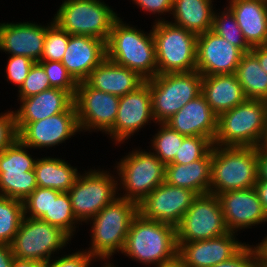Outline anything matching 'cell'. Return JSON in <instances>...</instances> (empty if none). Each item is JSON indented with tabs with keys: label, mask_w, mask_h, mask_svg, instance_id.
Masks as SVG:
<instances>
[{
	"label": "cell",
	"mask_w": 267,
	"mask_h": 267,
	"mask_svg": "<svg viewBox=\"0 0 267 267\" xmlns=\"http://www.w3.org/2000/svg\"><path fill=\"white\" fill-rule=\"evenodd\" d=\"M7 112L0 115V152L18 139L14 111Z\"/></svg>",
	"instance_id": "43"
},
{
	"label": "cell",
	"mask_w": 267,
	"mask_h": 267,
	"mask_svg": "<svg viewBox=\"0 0 267 267\" xmlns=\"http://www.w3.org/2000/svg\"><path fill=\"white\" fill-rule=\"evenodd\" d=\"M250 52L258 59L261 68L267 72V45L254 46Z\"/></svg>",
	"instance_id": "48"
},
{
	"label": "cell",
	"mask_w": 267,
	"mask_h": 267,
	"mask_svg": "<svg viewBox=\"0 0 267 267\" xmlns=\"http://www.w3.org/2000/svg\"><path fill=\"white\" fill-rule=\"evenodd\" d=\"M154 120L152 114L151 92L146 80L134 91L120 97L114 126L106 133L117 144L129 139L136 131Z\"/></svg>",
	"instance_id": "16"
},
{
	"label": "cell",
	"mask_w": 267,
	"mask_h": 267,
	"mask_svg": "<svg viewBox=\"0 0 267 267\" xmlns=\"http://www.w3.org/2000/svg\"><path fill=\"white\" fill-rule=\"evenodd\" d=\"M235 75L247 99L267 101V72L251 52L242 56Z\"/></svg>",
	"instance_id": "31"
},
{
	"label": "cell",
	"mask_w": 267,
	"mask_h": 267,
	"mask_svg": "<svg viewBox=\"0 0 267 267\" xmlns=\"http://www.w3.org/2000/svg\"><path fill=\"white\" fill-rule=\"evenodd\" d=\"M177 252L175 226L144 218L140 213L134 217L122 253L145 265L157 266Z\"/></svg>",
	"instance_id": "4"
},
{
	"label": "cell",
	"mask_w": 267,
	"mask_h": 267,
	"mask_svg": "<svg viewBox=\"0 0 267 267\" xmlns=\"http://www.w3.org/2000/svg\"><path fill=\"white\" fill-rule=\"evenodd\" d=\"M212 0H173L172 12L176 26L200 35L212 30Z\"/></svg>",
	"instance_id": "29"
},
{
	"label": "cell",
	"mask_w": 267,
	"mask_h": 267,
	"mask_svg": "<svg viewBox=\"0 0 267 267\" xmlns=\"http://www.w3.org/2000/svg\"><path fill=\"white\" fill-rule=\"evenodd\" d=\"M41 219L59 227L72 238L76 228L75 223L78 221L75 218L69 194L51 189L50 209Z\"/></svg>",
	"instance_id": "32"
},
{
	"label": "cell",
	"mask_w": 267,
	"mask_h": 267,
	"mask_svg": "<svg viewBox=\"0 0 267 267\" xmlns=\"http://www.w3.org/2000/svg\"><path fill=\"white\" fill-rule=\"evenodd\" d=\"M49 89H51V86L44 68L38 62H35L19 88V99H24Z\"/></svg>",
	"instance_id": "39"
},
{
	"label": "cell",
	"mask_w": 267,
	"mask_h": 267,
	"mask_svg": "<svg viewBox=\"0 0 267 267\" xmlns=\"http://www.w3.org/2000/svg\"><path fill=\"white\" fill-rule=\"evenodd\" d=\"M23 217V201L0 195V244L12 243Z\"/></svg>",
	"instance_id": "33"
},
{
	"label": "cell",
	"mask_w": 267,
	"mask_h": 267,
	"mask_svg": "<svg viewBox=\"0 0 267 267\" xmlns=\"http://www.w3.org/2000/svg\"><path fill=\"white\" fill-rule=\"evenodd\" d=\"M77 171L65 160L50 157L37 159L34 168L38 187L60 192H68L72 188L79 176Z\"/></svg>",
	"instance_id": "30"
},
{
	"label": "cell",
	"mask_w": 267,
	"mask_h": 267,
	"mask_svg": "<svg viewBox=\"0 0 267 267\" xmlns=\"http://www.w3.org/2000/svg\"><path fill=\"white\" fill-rule=\"evenodd\" d=\"M158 74L196 71L197 35L169 21L158 20L152 27Z\"/></svg>",
	"instance_id": "6"
},
{
	"label": "cell",
	"mask_w": 267,
	"mask_h": 267,
	"mask_svg": "<svg viewBox=\"0 0 267 267\" xmlns=\"http://www.w3.org/2000/svg\"><path fill=\"white\" fill-rule=\"evenodd\" d=\"M261 204L267 214V180H258L254 186Z\"/></svg>",
	"instance_id": "49"
},
{
	"label": "cell",
	"mask_w": 267,
	"mask_h": 267,
	"mask_svg": "<svg viewBox=\"0 0 267 267\" xmlns=\"http://www.w3.org/2000/svg\"><path fill=\"white\" fill-rule=\"evenodd\" d=\"M34 63L26 56L10 55L6 67L7 79L20 88Z\"/></svg>",
	"instance_id": "42"
},
{
	"label": "cell",
	"mask_w": 267,
	"mask_h": 267,
	"mask_svg": "<svg viewBox=\"0 0 267 267\" xmlns=\"http://www.w3.org/2000/svg\"><path fill=\"white\" fill-rule=\"evenodd\" d=\"M257 246L261 255V267H267V236Z\"/></svg>",
	"instance_id": "52"
},
{
	"label": "cell",
	"mask_w": 267,
	"mask_h": 267,
	"mask_svg": "<svg viewBox=\"0 0 267 267\" xmlns=\"http://www.w3.org/2000/svg\"><path fill=\"white\" fill-rule=\"evenodd\" d=\"M257 148L258 180H267V148L263 144Z\"/></svg>",
	"instance_id": "46"
},
{
	"label": "cell",
	"mask_w": 267,
	"mask_h": 267,
	"mask_svg": "<svg viewBox=\"0 0 267 267\" xmlns=\"http://www.w3.org/2000/svg\"><path fill=\"white\" fill-rule=\"evenodd\" d=\"M263 145L267 148V134H266V137H265Z\"/></svg>",
	"instance_id": "53"
},
{
	"label": "cell",
	"mask_w": 267,
	"mask_h": 267,
	"mask_svg": "<svg viewBox=\"0 0 267 267\" xmlns=\"http://www.w3.org/2000/svg\"><path fill=\"white\" fill-rule=\"evenodd\" d=\"M38 63L44 68L51 88L67 91L74 98L78 83L61 62L39 61Z\"/></svg>",
	"instance_id": "38"
},
{
	"label": "cell",
	"mask_w": 267,
	"mask_h": 267,
	"mask_svg": "<svg viewBox=\"0 0 267 267\" xmlns=\"http://www.w3.org/2000/svg\"><path fill=\"white\" fill-rule=\"evenodd\" d=\"M234 232L188 243H177V254L187 267H212L233 257L244 245L235 239Z\"/></svg>",
	"instance_id": "20"
},
{
	"label": "cell",
	"mask_w": 267,
	"mask_h": 267,
	"mask_svg": "<svg viewBox=\"0 0 267 267\" xmlns=\"http://www.w3.org/2000/svg\"><path fill=\"white\" fill-rule=\"evenodd\" d=\"M69 240L71 237L59 227L39 218L24 216L10 246L15 258L45 263Z\"/></svg>",
	"instance_id": "10"
},
{
	"label": "cell",
	"mask_w": 267,
	"mask_h": 267,
	"mask_svg": "<svg viewBox=\"0 0 267 267\" xmlns=\"http://www.w3.org/2000/svg\"><path fill=\"white\" fill-rule=\"evenodd\" d=\"M197 196L192 190L163 182L138 204V212L144 218L176 227Z\"/></svg>",
	"instance_id": "15"
},
{
	"label": "cell",
	"mask_w": 267,
	"mask_h": 267,
	"mask_svg": "<svg viewBox=\"0 0 267 267\" xmlns=\"http://www.w3.org/2000/svg\"><path fill=\"white\" fill-rule=\"evenodd\" d=\"M106 58V42L91 36L70 35L61 63L79 83Z\"/></svg>",
	"instance_id": "22"
},
{
	"label": "cell",
	"mask_w": 267,
	"mask_h": 267,
	"mask_svg": "<svg viewBox=\"0 0 267 267\" xmlns=\"http://www.w3.org/2000/svg\"><path fill=\"white\" fill-rule=\"evenodd\" d=\"M51 205V188L37 187L24 201L25 217L41 219L49 212ZM29 214V216H26Z\"/></svg>",
	"instance_id": "40"
},
{
	"label": "cell",
	"mask_w": 267,
	"mask_h": 267,
	"mask_svg": "<svg viewBox=\"0 0 267 267\" xmlns=\"http://www.w3.org/2000/svg\"><path fill=\"white\" fill-rule=\"evenodd\" d=\"M212 170V149L201 159L192 163L165 165V182L186 188L197 195L209 193Z\"/></svg>",
	"instance_id": "27"
},
{
	"label": "cell",
	"mask_w": 267,
	"mask_h": 267,
	"mask_svg": "<svg viewBox=\"0 0 267 267\" xmlns=\"http://www.w3.org/2000/svg\"><path fill=\"white\" fill-rule=\"evenodd\" d=\"M117 172L121 178L118 185L126 191L119 197L137 204L165 182V164L152 152L132 151L118 163Z\"/></svg>",
	"instance_id": "9"
},
{
	"label": "cell",
	"mask_w": 267,
	"mask_h": 267,
	"mask_svg": "<svg viewBox=\"0 0 267 267\" xmlns=\"http://www.w3.org/2000/svg\"><path fill=\"white\" fill-rule=\"evenodd\" d=\"M217 197L229 232L267 222V214L254 187L226 191Z\"/></svg>",
	"instance_id": "19"
},
{
	"label": "cell",
	"mask_w": 267,
	"mask_h": 267,
	"mask_svg": "<svg viewBox=\"0 0 267 267\" xmlns=\"http://www.w3.org/2000/svg\"><path fill=\"white\" fill-rule=\"evenodd\" d=\"M156 267H187L182 260V258L176 254L173 258L170 260L164 261L157 265Z\"/></svg>",
	"instance_id": "51"
},
{
	"label": "cell",
	"mask_w": 267,
	"mask_h": 267,
	"mask_svg": "<svg viewBox=\"0 0 267 267\" xmlns=\"http://www.w3.org/2000/svg\"><path fill=\"white\" fill-rule=\"evenodd\" d=\"M229 3L228 8L247 43L251 47L267 45V0H230Z\"/></svg>",
	"instance_id": "26"
},
{
	"label": "cell",
	"mask_w": 267,
	"mask_h": 267,
	"mask_svg": "<svg viewBox=\"0 0 267 267\" xmlns=\"http://www.w3.org/2000/svg\"><path fill=\"white\" fill-rule=\"evenodd\" d=\"M218 115L200 94L171 116L165 124L184 136H201L214 142Z\"/></svg>",
	"instance_id": "23"
},
{
	"label": "cell",
	"mask_w": 267,
	"mask_h": 267,
	"mask_svg": "<svg viewBox=\"0 0 267 267\" xmlns=\"http://www.w3.org/2000/svg\"><path fill=\"white\" fill-rule=\"evenodd\" d=\"M17 139L0 152V195L24 201L38 186L34 172L36 159Z\"/></svg>",
	"instance_id": "13"
},
{
	"label": "cell",
	"mask_w": 267,
	"mask_h": 267,
	"mask_svg": "<svg viewBox=\"0 0 267 267\" xmlns=\"http://www.w3.org/2000/svg\"><path fill=\"white\" fill-rule=\"evenodd\" d=\"M145 81L135 71L107 58L94 68L85 80L90 87L119 97L134 91Z\"/></svg>",
	"instance_id": "25"
},
{
	"label": "cell",
	"mask_w": 267,
	"mask_h": 267,
	"mask_svg": "<svg viewBox=\"0 0 267 267\" xmlns=\"http://www.w3.org/2000/svg\"><path fill=\"white\" fill-rule=\"evenodd\" d=\"M219 15L220 13L218 14L214 12L212 31L242 50L244 53H250L252 47L245 40L244 35L237 24L236 17L231 10L227 7L222 11L221 15Z\"/></svg>",
	"instance_id": "34"
},
{
	"label": "cell",
	"mask_w": 267,
	"mask_h": 267,
	"mask_svg": "<svg viewBox=\"0 0 267 267\" xmlns=\"http://www.w3.org/2000/svg\"><path fill=\"white\" fill-rule=\"evenodd\" d=\"M151 92L154 122L165 123L185 104L202 93L200 72L157 74L147 80Z\"/></svg>",
	"instance_id": "7"
},
{
	"label": "cell",
	"mask_w": 267,
	"mask_h": 267,
	"mask_svg": "<svg viewBox=\"0 0 267 267\" xmlns=\"http://www.w3.org/2000/svg\"><path fill=\"white\" fill-rule=\"evenodd\" d=\"M138 213L137 203L117 196L91 219L92 242L88 252L94 259L106 260L116 251L122 253L132 220Z\"/></svg>",
	"instance_id": "5"
},
{
	"label": "cell",
	"mask_w": 267,
	"mask_h": 267,
	"mask_svg": "<svg viewBox=\"0 0 267 267\" xmlns=\"http://www.w3.org/2000/svg\"><path fill=\"white\" fill-rule=\"evenodd\" d=\"M212 267H261L260 250L245 244L233 257Z\"/></svg>",
	"instance_id": "41"
},
{
	"label": "cell",
	"mask_w": 267,
	"mask_h": 267,
	"mask_svg": "<svg viewBox=\"0 0 267 267\" xmlns=\"http://www.w3.org/2000/svg\"><path fill=\"white\" fill-rule=\"evenodd\" d=\"M201 94L217 115L231 110L246 99L235 74L203 76Z\"/></svg>",
	"instance_id": "28"
},
{
	"label": "cell",
	"mask_w": 267,
	"mask_h": 267,
	"mask_svg": "<svg viewBox=\"0 0 267 267\" xmlns=\"http://www.w3.org/2000/svg\"><path fill=\"white\" fill-rule=\"evenodd\" d=\"M196 70L202 76L235 74L245 54L212 30L197 35Z\"/></svg>",
	"instance_id": "17"
},
{
	"label": "cell",
	"mask_w": 267,
	"mask_h": 267,
	"mask_svg": "<svg viewBox=\"0 0 267 267\" xmlns=\"http://www.w3.org/2000/svg\"><path fill=\"white\" fill-rule=\"evenodd\" d=\"M106 265L105 266H102V267H114L113 265H111V263H105Z\"/></svg>",
	"instance_id": "54"
},
{
	"label": "cell",
	"mask_w": 267,
	"mask_h": 267,
	"mask_svg": "<svg viewBox=\"0 0 267 267\" xmlns=\"http://www.w3.org/2000/svg\"><path fill=\"white\" fill-rule=\"evenodd\" d=\"M14 255L9 244H0V267H12Z\"/></svg>",
	"instance_id": "47"
},
{
	"label": "cell",
	"mask_w": 267,
	"mask_h": 267,
	"mask_svg": "<svg viewBox=\"0 0 267 267\" xmlns=\"http://www.w3.org/2000/svg\"><path fill=\"white\" fill-rule=\"evenodd\" d=\"M118 181L109 172L91 170L77 177L69 194L77 221L92 219L117 197Z\"/></svg>",
	"instance_id": "12"
},
{
	"label": "cell",
	"mask_w": 267,
	"mask_h": 267,
	"mask_svg": "<svg viewBox=\"0 0 267 267\" xmlns=\"http://www.w3.org/2000/svg\"><path fill=\"white\" fill-rule=\"evenodd\" d=\"M217 195H198L176 226L177 243L207 240L228 233Z\"/></svg>",
	"instance_id": "11"
},
{
	"label": "cell",
	"mask_w": 267,
	"mask_h": 267,
	"mask_svg": "<svg viewBox=\"0 0 267 267\" xmlns=\"http://www.w3.org/2000/svg\"><path fill=\"white\" fill-rule=\"evenodd\" d=\"M49 26L33 22L0 23V50L39 62Z\"/></svg>",
	"instance_id": "21"
},
{
	"label": "cell",
	"mask_w": 267,
	"mask_h": 267,
	"mask_svg": "<svg viewBox=\"0 0 267 267\" xmlns=\"http://www.w3.org/2000/svg\"><path fill=\"white\" fill-rule=\"evenodd\" d=\"M69 36L54 21L46 30L43 52L40 61L61 62L67 48Z\"/></svg>",
	"instance_id": "36"
},
{
	"label": "cell",
	"mask_w": 267,
	"mask_h": 267,
	"mask_svg": "<svg viewBox=\"0 0 267 267\" xmlns=\"http://www.w3.org/2000/svg\"><path fill=\"white\" fill-rule=\"evenodd\" d=\"M117 15L101 0H65L53 21L70 35L91 36L107 42Z\"/></svg>",
	"instance_id": "8"
},
{
	"label": "cell",
	"mask_w": 267,
	"mask_h": 267,
	"mask_svg": "<svg viewBox=\"0 0 267 267\" xmlns=\"http://www.w3.org/2000/svg\"><path fill=\"white\" fill-rule=\"evenodd\" d=\"M119 100V96L94 89L85 81L79 82L74 105L80 131L97 129L107 133L114 126Z\"/></svg>",
	"instance_id": "14"
},
{
	"label": "cell",
	"mask_w": 267,
	"mask_h": 267,
	"mask_svg": "<svg viewBox=\"0 0 267 267\" xmlns=\"http://www.w3.org/2000/svg\"><path fill=\"white\" fill-rule=\"evenodd\" d=\"M93 256L85 250L78 251L73 254L64 255L61 258L48 260L44 263V267H90Z\"/></svg>",
	"instance_id": "44"
},
{
	"label": "cell",
	"mask_w": 267,
	"mask_h": 267,
	"mask_svg": "<svg viewBox=\"0 0 267 267\" xmlns=\"http://www.w3.org/2000/svg\"><path fill=\"white\" fill-rule=\"evenodd\" d=\"M12 267H44V263L14 257Z\"/></svg>",
	"instance_id": "50"
},
{
	"label": "cell",
	"mask_w": 267,
	"mask_h": 267,
	"mask_svg": "<svg viewBox=\"0 0 267 267\" xmlns=\"http://www.w3.org/2000/svg\"><path fill=\"white\" fill-rule=\"evenodd\" d=\"M267 134V101L245 99L218 115L213 145L258 147Z\"/></svg>",
	"instance_id": "2"
},
{
	"label": "cell",
	"mask_w": 267,
	"mask_h": 267,
	"mask_svg": "<svg viewBox=\"0 0 267 267\" xmlns=\"http://www.w3.org/2000/svg\"><path fill=\"white\" fill-rule=\"evenodd\" d=\"M80 131L74 103L65 111L28 123L18 139L28 148H48L61 144Z\"/></svg>",
	"instance_id": "18"
},
{
	"label": "cell",
	"mask_w": 267,
	"mask_h": 267,
	"mask_svg": "<svg viewBox=\"0 0 267 267\" xmlns=\"http://www.w3.org/2000/svg\"><path fill=\"white\" fill-rule=\"evenodd\" d=\"M141 9L153 14L172 11L173 0H133Z\"/></svg>",
	"instance_id": "45"
},
{
	"label": "cell",
	"mask_w": 267,
	"mask_h": 267,
	"mask_svg": "<svg viewBox=\"0 0 267 267\" xmlns=\"http://www.w3.org/2000/svg\"><path fill=\"white\" fill-rule=\"evenodd\" d=\"M20 102L22 105L14 112L18 133L30 122L65 112L74 103V98L67 91L51 88L20 99Z\"/></svg>",
	"instance_id": "24"
},
{
	"label": "cell",
	"mask_w": 267,
	"mask_h": 267,
	"mask_svg": "<svg viewBox=\"0 0 267 267\" xmlns=\"http://www.w3.org/2000/svg\"><path fill=\"white\" fill-rule=\"evenodd\" d=\"M118 17L106 42V58L135 71L145 80L158 74L152 30L146 34Z\"/></svg>",
	"instance_id": "1"
},
{
	"label": "cell",
	"mask_w": 267,
	"mask_h": 267,
	"mask_svg": "<svg viewBox=\"0 0 267 267\" xmlns=\"http://www.w3.org/2000/svg\"><path fill=\"white\" fill-rule=\"evenodd\" d=\"M257 147H212L209 193L253 188L258 181Z\"/></svg>",
	"instance_id": "3"
},
{
	"label": "cell",
	"mask_w": 267,
	"mask_h": 267,
	"mask_svg": "<svg viewBox=\"0 0 267 267\" xmlns=\"http://www.w3.org/2000/svg\"><path fill=\"white\" fill-rule=\"evenodd\" d=\"M213 147V142L206 137L186 136L183 139L174 161L170 164H189L203 158Z\"/></svg>",
	"instance_id": "37"
},
{
	"label": "cell",
	"mask_w": 267,
	"mask_h": 267,
	"mask_svg": "<svg viewBox=\"0 0 267 267\" xmlns=\"http://www.w3.org/2000/svg\"><path fill=\"white\" fill-rule=\"evenodd\" d=\"M160 130L153 136L152 148L155 152H152L159 160L165 165L174 161L179 148L183 143V139L186 137L179 132L171 129L165 123H160Z\"/></svg>",
	"instance_id": "35"
}]
</instances>
